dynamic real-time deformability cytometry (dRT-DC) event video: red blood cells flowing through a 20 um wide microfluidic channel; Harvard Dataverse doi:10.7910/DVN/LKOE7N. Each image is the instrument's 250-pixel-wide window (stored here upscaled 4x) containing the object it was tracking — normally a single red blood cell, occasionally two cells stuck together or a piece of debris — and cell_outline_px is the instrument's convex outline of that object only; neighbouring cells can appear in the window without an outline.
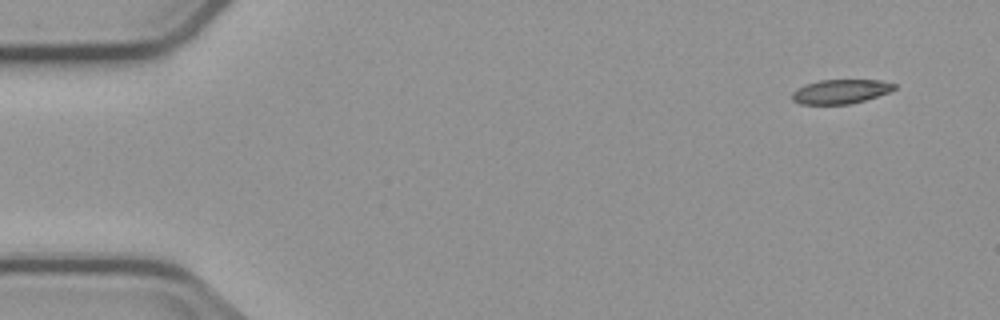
{"species": "common noctule bat (a hibernating species)", "species_latin": "Nyctalus noctula", "temperature_condition": "cold", "stored_images_in_passage": 3, "camera_frame_rate_fps": 3000, "um_per_image_px": 0.085, "animal": {"sex": "male", "body_mass_g": 23.1, "forearm_length_mm": 52.7}, "frame": {"image": 1, "passage_image": 1, "time_ms": 0.0, "image_size_px": [1000, 320], "cell_outline_px": [[896, 88], [888, 92], [864, 100], [848, 104], [800, 104], [792, 100], [792, 92], [796, 88], [804, 84], [820, 80], [880, 80], [896, 84]], "centroid_in_image_um": [71.41, 7.77], "position_along_channel_um": 13.6, "area_um2": 14.39}}
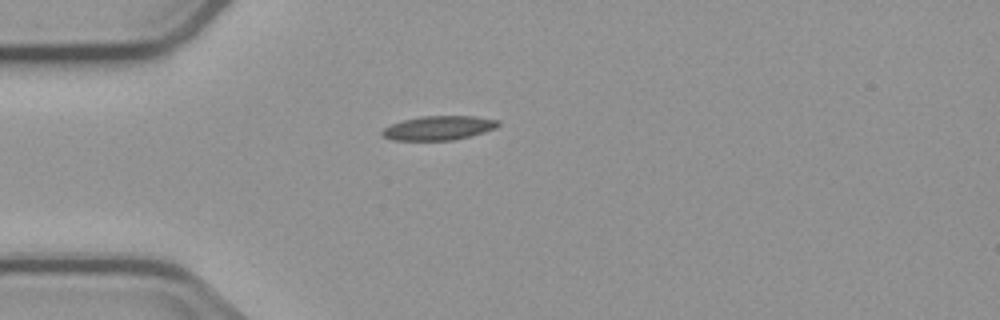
{"frame": {"image": 2, "passage_image": 3, "time_ms": 3.667, "image_size_px": [1000, 320], "cell_outline_px": [[500, 124], [496, 128], [484, 132], [452, 140], [392, 140], [380, 136], [380, 132], [384, 128], [392, 124], [404, 120], [424, 116], [476, 116], [500, 120]], "centroid_in_image_um": [37.29, 10.87], "position_along_channel_um": 47.7, "area_um2": 16.3}}